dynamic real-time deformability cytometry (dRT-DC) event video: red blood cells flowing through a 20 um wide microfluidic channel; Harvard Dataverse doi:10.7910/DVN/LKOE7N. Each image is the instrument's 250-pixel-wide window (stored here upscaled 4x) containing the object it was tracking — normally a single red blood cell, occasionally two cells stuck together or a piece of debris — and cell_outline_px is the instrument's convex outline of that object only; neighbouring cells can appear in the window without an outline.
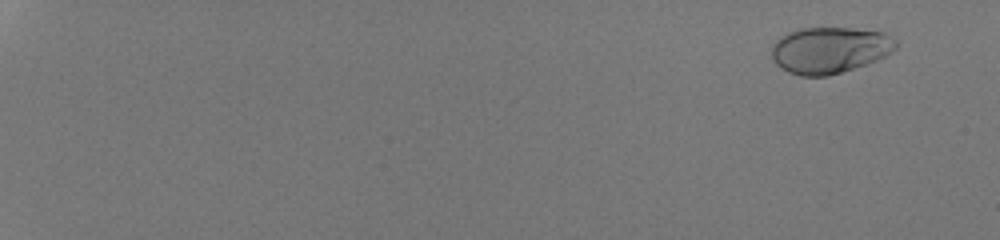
{"species": "human", "species_latin": "Homo sapiens", "temperature_condition": "room temperature", "stored_images_in_passage": 55, "camera_frame_rate_fps": 3000, "um_per_image_px": 0.085, "donor": {"sex": "male"}, "frame": {"image": 1, "passage_image": 5, "time_ms": 1.333, "image_size_px": [1000, 240], "cell_outline_px": [[896, 48], [892, 52], [876, 60], [828, 76], [800, 76], [788, 72], [776, 64], [772, 60], [772, 44], [780, 36], [788, 32], [800, 28], [848, 28], [884, 32], [892, 36], [896, 40]], "centroid_in_image_um": [70.49, 4.25], "position_along_channel_um": 14.5, "area_um2": 33.52}}
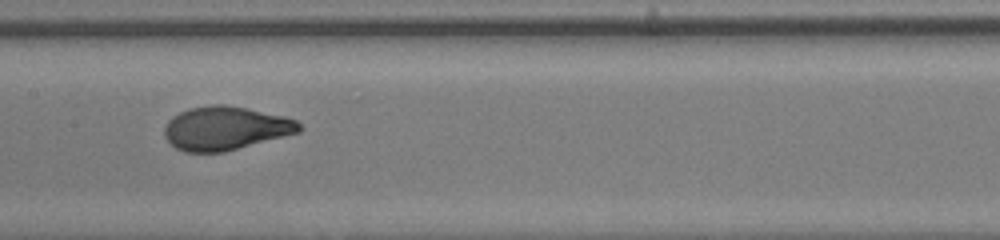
{"frame": {"image": 2, "passage_image": 34, "time_ms": 11.0, "image_size_px": [1000, 240], "cell_outline_px": [[304, 128], [300, 132], [224, 152], [184, 152], [176, 148], [164, 136], [164, 128], [168, 120], [172, 116], [188, 108], [212, 104], [224, 104], [284, 116], [296, 120]], "centroid_in_image_um": [19.15, 10.9], "position_along_channel_um": 188.2, "area_um2": 34.22}}
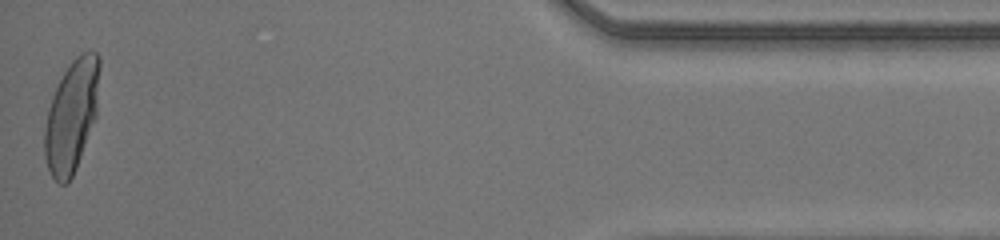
{"frame": {"image": 3, "passage_image": 55, "time_ms": 18.0, "image_size_px": [1000, 240], "cell_outline_px": [[100, 68], [96, 116], [76, 168], [68, 184], [60, 184], [52, 176], [48, 168], [44, 156], [44, 128], [48, 108], [52, 96], [64, 72], [72, 60], [80, 52], [96, 52], [100, 56]], "centroid_in_image_um": [6.08, 9.84], "position_along_channel_um": 429.1, "area_um2": 35.78}, "authors_computed_cell_mechanics": {"area_um2": 33.9286, "velocity_mm_per_s": 4.2533, "shape_relaxation_time_tau1_ms": 3.2655, "shape_relaxation_time_tau2_ms": null, "deformation_change_tau1": 0.189, "deformation_change_tau2": null}}